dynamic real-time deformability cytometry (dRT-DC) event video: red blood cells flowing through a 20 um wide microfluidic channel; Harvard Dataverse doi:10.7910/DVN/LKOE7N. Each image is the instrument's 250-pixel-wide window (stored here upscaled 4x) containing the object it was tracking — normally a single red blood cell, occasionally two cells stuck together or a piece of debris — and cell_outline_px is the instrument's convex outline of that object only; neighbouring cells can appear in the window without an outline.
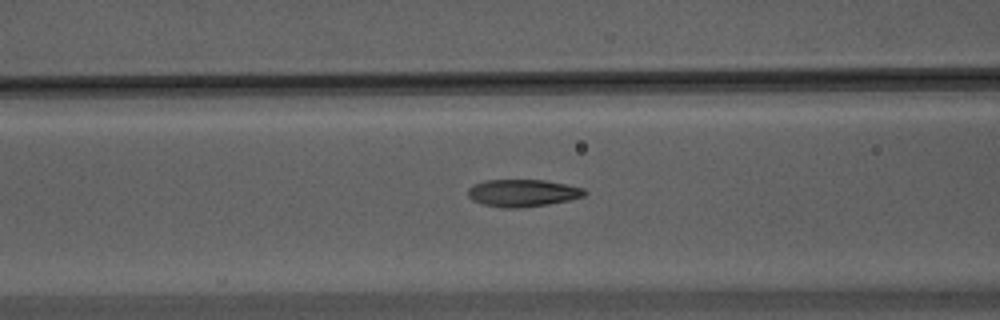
{"species": "Egyptian fruit bat (a non-hibernating species)", "species_latin": "Rousettus aegyptiacus", "temperature_condition": "warm", "stored_images_in_passage": 54, "camera_frame_rate_fps": 3000, "um_per_image_px": 0.085, "animal": {"sex": "male"}, "frame": {"image": 1, "passage_image": 21, "time_ms": 6.667, "image_size_px": [1000, 320], "cell_outline_px": [[588, 192], [584, 196], [568, 200], [548, 204], [520, 208], [500, 208], [480, 204], [472, 200], [468, 196], [468, 188], [472, 184], [484, 180], [544, 180], [584, 188]], "centroid_in_image_um": [44.38, 16.41], "position_along_channel_um": 122.2, "area_um2": 18.73}}
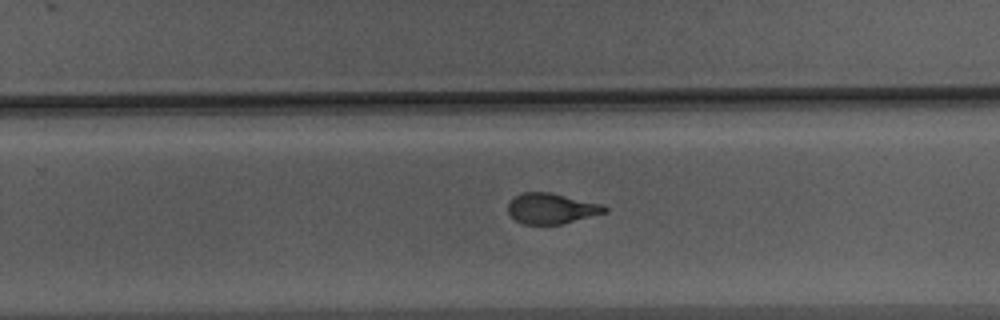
{"frame": {"image": 2, "passage_image": 34, "time_ms": 11.0, "image_size_px": [1000, 320], "cell_outline_px": [[608, 212], [560, 224], [524, 224], [516, 220], [508, 212], [508, 204], [516, 196], [524, 192], [552, 192], [604, 204], [608, 208]], "centroid_in_image_um": [46.92, 17.71], "position_along_channel_um": 282.9, "area_um2": 17.22}}
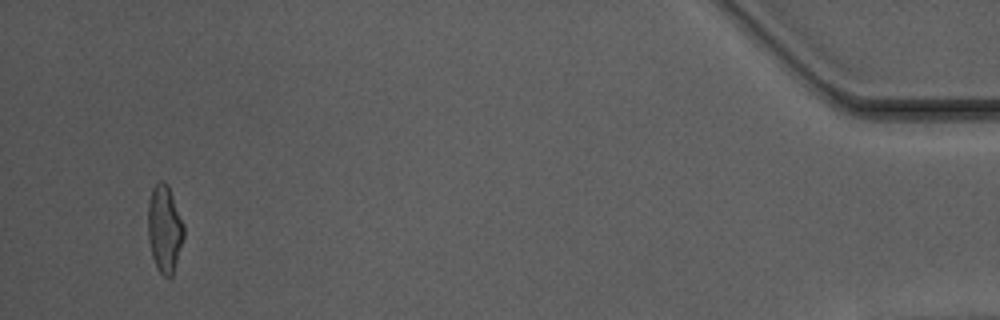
{"frame": {"image": 3, "passage_image": 52, "time_ms": 17.0, "image_size_px": [1000, 320], "cell_outline_px": [[184, 236], [172, 276], [164, 276], [156, 268], [152, 256], [148, 240], [148, 200], [152, 188], [160, 180], [164, 180], [168, 184], [184, 224]], "centroid_in_image_um": [13.97, 19.42], "position_along_channel_um": 421.2, "area_um2": 18.32}, "authors_computed_cell_mechanics": {"area_um2": 18.3804, "velocity_mm_per_s": 3.7217, "shape_relaxation_time_tau1_ms": 9.6391, "shape_relaxation_time_tau2_ms": 1.3691, "deformation_change_tau1": 0.274, "deformation_change_tau2": 0.0875}}